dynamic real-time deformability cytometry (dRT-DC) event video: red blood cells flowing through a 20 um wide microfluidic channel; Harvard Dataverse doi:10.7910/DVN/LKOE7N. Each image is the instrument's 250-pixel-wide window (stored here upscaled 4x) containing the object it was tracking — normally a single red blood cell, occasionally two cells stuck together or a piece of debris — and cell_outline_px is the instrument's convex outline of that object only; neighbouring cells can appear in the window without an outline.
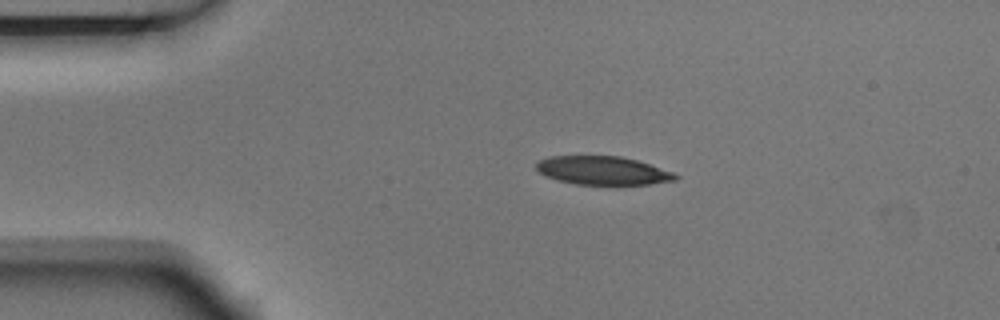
{"species": "Egyptian fruit bat (a non-hibernating species)", "species_latin": "Rousettus aegyptiacus", "temperature_condition": "room temperature", "stored_images_in_passage": 4, "camera_frame_rate_fps": 3000, "um_per_image_px": 0.085, "animal": {"sex": "male"}, "frame": {"image": 1, "passage_image": 3, "time_ms": 0.667, "image_size_px": [1000, 320], "cell_outline_px": [[680, 176], [676, 180], [648, 184], [616, 188], [612, 188], [576, 184], [556, 180], [544, 176], [536, 168], [536, 164], [540, 160], [548, 156], [620, 156], [636, 160], [676, 172]], "centroid_in_image_um": [51.29, 14.55], "position_along_channel_um": 33.7, "area_um2": 24.22}}